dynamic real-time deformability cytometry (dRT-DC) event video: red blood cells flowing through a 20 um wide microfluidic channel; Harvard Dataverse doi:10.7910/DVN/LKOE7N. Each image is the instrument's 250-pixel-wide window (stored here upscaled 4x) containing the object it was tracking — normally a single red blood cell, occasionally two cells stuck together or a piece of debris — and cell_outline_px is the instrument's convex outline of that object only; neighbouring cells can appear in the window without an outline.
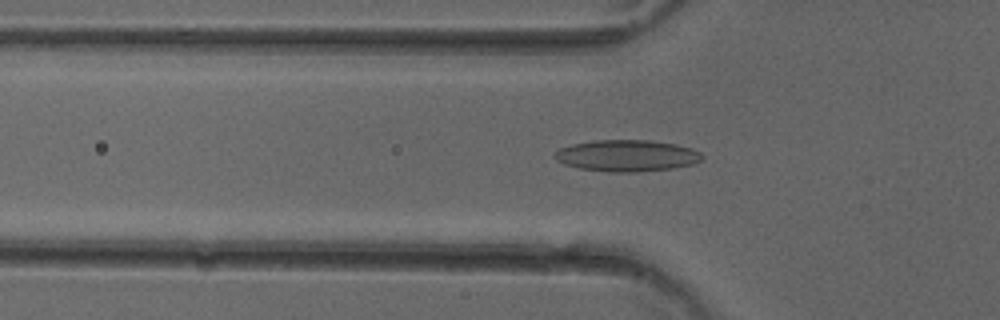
{"species": "common noctule bat (a hibernating species)", "species_latin": "Nyctalus noctula", "temperature_condition": "cold", "stored_images_in_passage": 51, "camera_frame_rate_fps": 3000, "um_per_image_px": 0.085, "animal": {"sex": "female"}, "frame": {"image": 1, "passage_image": 17, "time_ms": 5.333, "image_size_px": [1000, 320], "cell_outline_px": [[704, 156], [700, 160], [692, 164], [676, 168], [636, 172], [608, 172], [580, 168], [564, 164], [556, 160], [552, 156], [560, 148], [572, 144], [592, 140], [648, 140], [676, 144], [692, 148], [700, 152]], "centroid_in_image_um": [53.28, 13.23], "position_along_channel_um": 72.5, "area_um2": 27.22}}
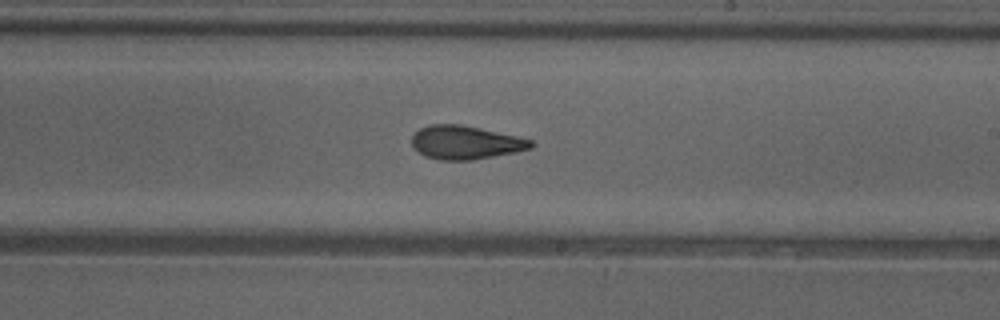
{"frame": {"image": 2, "passage_image": 30, "time_ms": 9.667, "image_size_px": [1000, 320], "cell_outline_px": [[536, 144], [532, 148], [516, 152], [472, 160], [440, 160], [424, 156], [412, 148], [412, 136], [420, 128], [428, 124], [460, 124], [480, 128], [516, 136], [532, 140]], "centroid_in_image_um": [39.55, 12.11], "position_along_channel_um": 249.4, "area_um2": 23.41}}
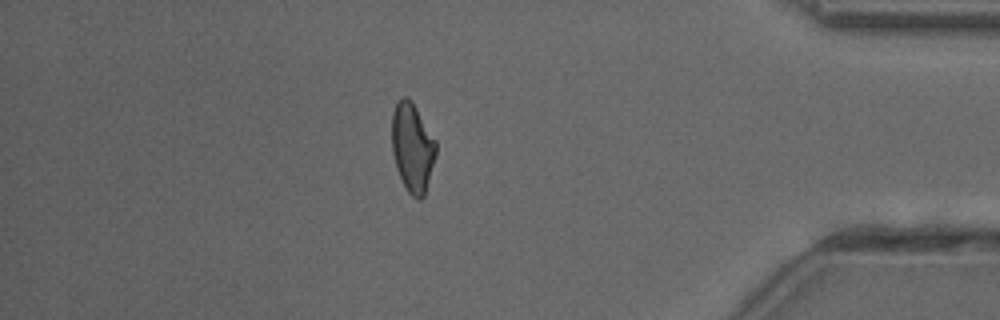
{"frame": {"image": 3, "passage_image": 44, "time_ms": 14.333, "image_size_px": [1000, 320], "cell_outline_px": [[436, 152], [424, 196], [420, 200], [412, 196], [408, 192], [396, 168], [392, 152], [392, 112], [396, 104], [404, 96], [408, 96], [412, 100], [436, 140]], "centroid_in_image_um": [35.05, 12.5], "position_along_channel_um": 400.2, "area_um2": 22.77}, "authors_computed_cell_mechanics": {"area_um2": 23.8136, "velocity_mm_per_s": 4.0554, "shape_relaxation_time_tau1_ms": 6.5393, "shape_relaxation_time_tau2_ms": 1.5732, "deformation_change_tau1": 0.1784, "deformation_change_tau2": 0.0871}}